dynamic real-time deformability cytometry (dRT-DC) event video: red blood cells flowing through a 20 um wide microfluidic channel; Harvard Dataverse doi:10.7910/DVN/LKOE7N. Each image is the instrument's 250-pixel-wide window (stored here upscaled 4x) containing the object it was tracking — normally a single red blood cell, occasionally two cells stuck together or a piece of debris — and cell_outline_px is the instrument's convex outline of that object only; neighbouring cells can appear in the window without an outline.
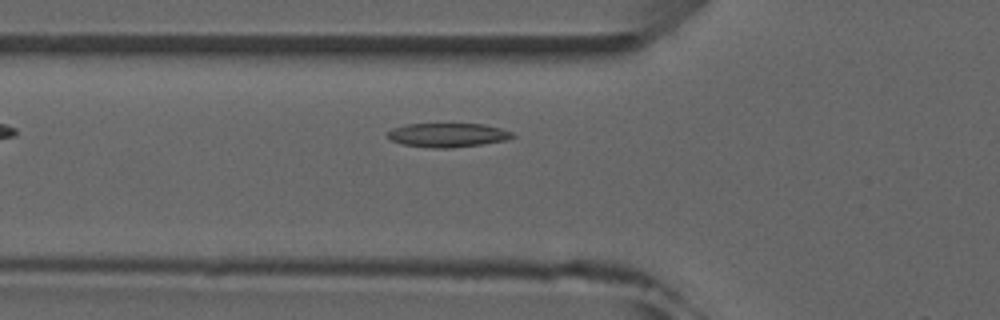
{"species": "common noctule bat (a hibernating species)", "species_latin": "Nyctalus noctula", "temperature_condition": "room temperature", "stored_images_in_passage": 4, "camera_frame_rate_fps": 3000, "um_per_image_px": 0.085, "animal": {"sex": "male", "forearm_length_mm": 52.5}, "frame": {"image": 1, "passage_image": 4, "time_ms": 4.333, "image_size_px": [1000, 320], "cell_outline_px": [[516, 136], [508, 140], [452, 148], [432, 148], [404, 144], [392, 140], [388, 136], [388, 132], [392, 128], [404, 124], [484, 124], [500, 128], [512, 132]], "centroid_in_image_um": [38.08, 11.47], "position_along_channel_um": 87.7, "area_um2": 17.4}}